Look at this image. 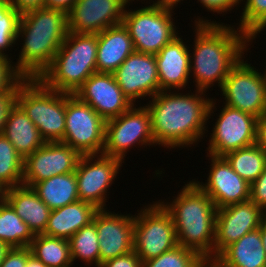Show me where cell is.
<instances>
[{
    "mask_svg": "<svg viewBox=\"0 0 266 267\" xmlns=\"http://www.w3.org/2000/svg\"><path fill=\"white\" fill-rule=\"evenodd\" d=\"M15 103L39 129L45 142L61 141L65 133V93L46 87L38 78L23 79Z\"/></svg>",
    "mask_w": 266,
    "mask_h": 267,
    "instance_id": "obj_6",
    "label": "cell"
},
{
    "mask_svg": "<svg viewBox=\"0 0 266 267\" xmlns=\"http://www.w3.org/2000/svg\"><path fill=\"white\" fill-rule=\"evenodd\" d=\"M167 203L178 245L197 251L208 263L213 261L217 208L212 199L192 180ZM165 202V203H164Z\"/></svg>",
    "mask_w": 266,
    "mask_h": 267,
    "instance_id": "obj_4",
    "label": "cell"
},
{
    "mask_svg": "<svg viewBox=\"0 0 266 267\" xmlns=\"http://www.w3.org/2000/svg\"><path fill=\"white\" fill-rule=\"evenodd\" d=\"M205 267H215L212 263H207Z\"/></svg>",
    "mask_w": 266,
    "mask_h": 267,
    "instance_id": "obj_50",
    "label": "cell"
},
{
    "mask_svg": "<svg viewBox=\"0 0 266 267\" xmlns=\"http://www.w3.org/2000/svg\"><path fill=\"white\" fill-rule=\"evenodd\" d=\"M106 121L76 95L65 93V133L63 142L81 155L103 153Z\"/></svg>",
    "mask_w": 266,
    "mask_h": 267,
    "instance_id": "obj_8",
    "label": "cell"
},
{
    "mask_svg": "<svg viewBox=\"0 0 266 267\" xmlns=\"http://www.w3.org/2000/svg\"><path fill=\"white\" fill-rule=\"evenodd\" d=\"M232 169L248 184H252L266 168V154L255 143L223 156Z\"/></svg>",
    "mask_w": 266,
    "mask_h": 267,
    "instance_id": "obj_30",
    "label": "cell"
},
{
    "mask_svg": "<svg viewBox=\"0 0 266 267\" xmlns=\"http://www.w3.org/2000/svg\"><path fill=\"white\" fill-rule=\"evenodd\" d=\"M193 23L194 50L189 51H193L190 53V76L194 78L195 88L207 92L214 83L221 88L230 70L250 49L247 48L251 45L248 37L234 26L216 20L201 17Z\"/></svg>",
    "mask_w": 266,
    "mask_h": 267,
    "instance_id": "obj_2",
    "label": "cell"
},
{
    "mask_svg": "<svg viewBox=\"0 0 266 267\" xmlns=\"http://www.w3.org/2000/svg\"><path fill=\"white\" fill-rule=\"evenodd\" d=\"M265 215L251 199L217 209L213 260L229 245L258 229Z\"/></svg>",
    "mask_w": 266,
    "mask_h": 267,
    "instance_id": "obj_15",
    "label": "cell"
},
{
    "mask_svg": "<svg viewBox=\"0 0 266 267\" xmlns=\"http://www.w3.org/2000/svg\"><path fill=\"white\" fill-rule=\"evenodd\" d=\"M6 188L0 184V204L6 200Z\"/></svg>",
    "mask_w": 266,
    "mask_h": 267,
    "instance_id": "obj_49",
    "label": "cell"
},
{
    "mask_svg": "<svg viewBox=\"0 0 266 267\" xmlns=\"http://www.w3.org/2000/svg\"><path fill=\"white\" fill-rule=\"evenodd\" d=\"M35 235L5 200L0 204V241L8 248L28 247Z\"/></svg>",
    "mask_w": 266,
    "mask_h": 267,
    "instance_id": "obj_29",
    "label": "cell"
},
{
    "mask_svg": "<svg viewBox=\"0 0 266 267\" xmlns=\"http://www.w3.org/2000/svg\"><path fill=\"white\" fill-rule=\"evenodd\" d=\"M132 1L76 0L68 12V29L75 33L98 34L121 24L127 5Z\"/></svg>",
    "mask_w": 266,
    "mask_h": 267,
    "instance_id": "obj_17",
    "label": "cell"
},
{
    "mask_svg": "<svg viewBox=\"0 0 266 267\" xmlns=\"http://www.w3.org/2000/svg\"><path fill=\"white\" fill-rule=\"evenodd\" d=\"M142 7L125 10L122 23L129 31L135 51L156 55L180 34L172 18L174 9L155 4Z\"/></svg>",
    "mask_w": 266,
    "mask_h": 267,
    "instance_id": "obj_7",
    "label": "cell"
},
{
    "mask_svg": "<svg viewBox=\"0 0 266 267\" xmlns=\"http://www.w3.org/2000/svg\"><path fill=\"white\" fill-rule=\"evenodd\" d=\"M134 215L133 251L141 261L158 257L178 245L170 213L156 201Z\"/></svg>",
    "mask_w": 266,
    "mask_h": 267,
    "instance_id": "obj_9",
    "label": "cell"
},
{
    "mask_svg": "<svg viewBox=\"0 0 266 267\" xmlns=\"http://www.w3.org/2000/svg\"><path fill=\"white\" fill-rule=\"evenodd\" d=\"M28 247L31 254L47 267H72L73 265L69 240L38 234Z\"/></svg>",
    "mask_w": 266,
    "mask_h": 267,
    "instance_id": "obj_28",
    "label": "cell"
},
{
    "mask_svg": "<svg viewBox=\"0 0 266 267\" xmlns=\"http://www.w3.org/2000/svg\"><path fill=\"white\" fill-rule=\"evenodd\" d=\"M76 0H45V7L69 12Z\"/></svg>",
    "mask_w": 266,
    "mask_h": 267,
    "instance_id": "obj_44",
    "label": "cell"
},
{
    "mask_svg": "<svg viewBox=\"0 0 266 267\" xmlns=\"http://www.w3.org/2000/svg\"><path fill=\"white\" fill-rule=\"evenodd\" d=\"M260 149L266 154V113L256 120V142Z\"/></svg>",
    "mask_w": 266,
    "mask_h": 267,
    "instance_id": "obj_43",
    "label": "cell"
},
{
    "mask_svg": "<svg viewBox=\"0 0 266 267\" xmlns=\"http://www.w3.org/2000/svg\"><path fill=\"white\" fill-rule=\"evenodd\" d=\"M199 1L208 12L212 11L217 14L230 12V10L232 11L234 9L233 7L239 6L240 4L237 0H197V2Z\"/></svg>",
    "mask_w": 266,
    "mask_h": 267,
    "instance_id": "obj_40",
    "label": "cell"
},
{
    "mask_svg": "<svg viewBox=\"0 0 266 267\" xmlns=\"http://www.w3.org/2000/svg\"><path fill=\"white\" fill-rule=\"evenodd\" d=\"M74 95L91 106L105 121L118 117L133 105L111 73H93Z\"/></svg>",
    "mask_w": 266,
    "mask_h": 267,
    "instance_id": "obj_20",
    "label": "cell"
},
{
    "mask_svg": "<svg viewBox=\"0 0 266 267\" xmlns=\"http://www.w3.org/2000/svg\"><path fill=\"white\" fill-rule=\"evenodd\" d=\"M244 2L237 29L245 33L248 43H251L256 39L258 33L260 34L266 28V0H246Z\"/></svg>",
    "mask_w": 266,
    "mask_h": 267,
    "instance_id": "obj_34",
    "label": "cell"
},
{
    "mask_svg": "<svg viewBox=\"0 0 266 267\" xmlns=\"http://www.w3.org/2000/svg\"><path fill=\"white\" fill-rule=\"evenodd\" d=\"M81 157L78 151L63 142H45L24 159L23 185L33 187L55 175L75 172Z\"/></svg>",
    "mask_w": 266,
    "mask_h": 267,
    "instance_id": "obj_14",
    "label": "cell"
},
{
    "mask_svg": "<svg viewBox=\"0 0 266 267\" xmlns=\"http://www.w3.org/2000/svg\"><path fill=\"white\" fill-rule=\"evenodd\" d=\"M31 255L29 247L9 248L0 267H26L27 258Z\"/></svg>",
    "mask_w": 266,
    "mask_h": 267,
    "instance_id": "obj_37",
    "label": "cell"
},
{
    "mask_svg": "<svg viewBox=\"0 0 266 267\" xmlns=\"http://www.w3.org/2000/svg\"><path fill=\"white\" fill-rule=\"evenodd\" d=\"M16 93H0V134H2L9 109L15 103Z\"/></svg>",
    "mask_w": 266,
    "mask_h": 267,
    "instance_id": "obj_42",
    "label": "cell"
},
{
    "mask_svg": "<svg viewBox=\"0 0 266 267\" xmlns=\"http://www.w3.org/2000/svg\"><path fill=\"white\" fill-rule=\"evenodd\" d=\"M11 59L0 57V93H16L24 79L15 69Z\"/></svg>",
    "mask_w": 266,
    "mask_h": 267,
    "instance_id": "obj_36",
    "label": "cell"
},
{
    "mask_svg": "<svg viewBox=\"0 0 266 267\" xmlns=\"http://www.w3.org/2000/svg\"><path fill=\"white\" fill-rule=\"evenodd\" d=\"M135 105L136 103L118 117L106 121L103 155L124 162L126 153L132 146L144 145L147 148L156 145L149 110L146 106L137 108Z\"/></svg>",
    "mask_w": 266,
    "mask_h": 267,
    "instance_id": "obj_10",
    "label": "cell"
},
{
    "mask_svg": "<svg viewBox=\"0 0 266 267\" xmlns=\"http://www.w3.org/2000/svg\"><path fill=\"white\" fill-rule=\"evenodd\" d=\"M98 209L93 217L100 247V265L126 255L134 247V216Z\"/></svg>",
    "mask_w": 266,
    "mask_h": 267,
    "instance_id": "obj_18",
    "label": "cell"
},
{
    "mask_svg": "<svg viewBox=\"0 0 266 267\" xmlns=\"http://www.w3.org/2000/svg\"><path fill=\"white\" fill-rule=\"evenodd\" d=\"M260 234L262 237V243H263V247L266 251V215L264 216V218L262 219V222L260 224Z\"/></svg>",
    "mask_w": 266,
    "mask_h": 267,
    "instance_id": "obj_47",
    "label": "cell"
},
{
    "mask_svg": "<svg viewBox=\"0 0 266 267\" xmlns=\"http://www.w3.org/2000/svg\"><path fill=\"white\" fill-rule=\"evenodd\" d=\"M26 267H47L39 259L35 258L32 254L27 258Z\"/></svg>",
    "mask_w": 266,
    "mask_h": 267,
    "instance_id": "obj_46",
    "label": "cell"
},
{
    "mask_svg": "<svg viewBox=\"0 0 266 267\" xmlns=\"http://www.w3.org/2000/svg\"><path fill=\"white\" fill-rule=\"evenodd\" d=\"M211 159L207 182L192 179L214 202L217 209L250 199V184L241 178L224 157Z\"/></svg>",
    "mask_w": 266,
    "mask_h": 267,
    "instance_id": "obj_19",
    "label": "cell"
},
{
    "mask_svg": "<svg viewBox=\"0 0 266 267\" xmlns=\"http://www.w3.org/2000/svg\"><path fill=\"white\" fill-rule=\"evenodd\" d=\"M211 263L215 267H266L260 229L248 232L229 245Z\"/></svg>",
    "mask_w": 266,
    "mask_h": 267,
    "instance_id": "obj_24",
    "label": "cell"
},
{
    "mask_svg": "<svg viewBox=\"0 0 266 267\" xmlns=\"http://www.w3.org/2000/svg\"><path fill=\"white\" fill-rule=\"evenodd\" d=\"M250 199L266 212V168L250 185Z\"/></svg>",
    "mask_w": 266,
    "mask_h": 267,
    "instance_id": "obj_38",
    "label": "cell"
},
{
    "mask_svg": "<svg viewBox=\"0 0 266 267\" xmlns=\"http://www.w3.org/2000/svg\"><path fill=\"white\" fill-rule=\"evenodd\" d=\"M240 61L230 70L220 88L225 105L257 118L266 113V74Z\"/></svg>",
    "mask_w": 266,
    "mask_h": 267,
    "instance_id": "obj_11",
    "label": "cell"
},
{
    "mask_svg": "<svg viewBox=\"0 0 266 267\" xmlns=\"http://www.w3.org/2000/svg\"><path fill=\"white\" fill-rule=\"evenodd\" d=\"M2 134L24 159L45 144L39 129L16 103L8 111Z\"/></svg>",
    "mask_w": 266,
    "mask_h": 267,
    "instance_id": "obj_26",
    "label": "cell"
},
{
    "mask_svg": "<svg viewBox=\"0 0 266 267\" xmlns=\"http://www.w3.org/2000/svg\"><path fill=\"white\" fill-rule=\"evenodd\" d=\"M190 47L177 35L156 55L160 90H179L190 82Z\"/></svg>",
    "mask_w": 266,
    "mask_h": 267,
    "instance_id": "obj_21",
    "label": "cell"
},
{
    "mask_svg": "<svg viewBox=\"0 0 266 267\" xmlns=\"http://www.w3.org/2000/svg\"><path fill=\"white\" fill-rule=\"evenodd\" d=\"M32 188L51 210L79 200L75 172L55 175L37 182Z\"/></svg>",
    "mask_w": 266,
    "mask_h": 267,
    "instance_id": "obj_27",
    "label": "cell"
},
{
    "mask_svg": "<svg viewBox=\"0 0 266 267\" xmlns=\"http://www.w3.org/2000/svg\"><path fill=\"white\" fill-rule=\"evenodd\" d=\"M8 249L9 248L0 241V264L2 263L3 257Z\"/></svg>",
    "mask_w": 266,
    "mask_h": 267,
    "instance_id": "obj_48",
    "label": "cell"
},
{
    "mask_svg": "<svg viewBox=\"0 0 266 267\" xmlns=\"http://www.w3.org/2000/svg\"><path fill=\"white\" fill-rule=\"evenodd\" d=\"M222 107L207 147V154L216 157H223L256 142L257 117L225 104Z\"/></svg>",
    "mask_w": 266,
    "mask_h": 267,
    "instance_id": "obj_13",
    "label": "cell"
},
{
    "mask_svg": "<svg viewBox=\"0 0 266 267\" xmlns=\"http://www.w3.org/2000/svg\"><path fill=\"white\" fill-rule=\"evenodd\" d=\"M207 263L197 251L177 245L158 257L143 261L142 267H205Z\"/></svg>",
    "mask_w": 266,
    "mask_h": 267,
    "instance_id": "obj_33",
    "label": "cell"
},
{
    "mask_svg": "<svg viewBox=\"0 0 266 267\" xmlns=\"http://www.w3.org/2000/svg\"><path fill=\"white\" fill-rule=\"evenodd\" d=\"M6 201L34 235L45 232L51 209L39 198L32 187L22 184L7 189Z\"/></svg>",
    "mask_w": 266,
    "mask_h": 267,
    "instance_id": "obj_23",
    "label": "cell"
},
{
    "mask_svg": "<svg viewBox=\"0 0 266 267\" xmlns=\"http://www.w3.org/2000/svg\"><path fill=\"white\" fill-rule=\"evenodd\" d=\"M97 210L94 205L80 200L51 210L43 234L69 240L82 227L93 221Z\"/></svg>",
    "mask_w": 266,
    "mask_h": 267,
    "instance_id": "obj_25",
    "label": "cell"
},
{
    "mask_svg": "<svg viewBox=\"0 0 266 267\" xmlns=\"http://www.w3.org/2000/svg\"><path fill=\"white\" fill-rule=\"evenodd\" d=\"M20 15L28 11L44 8L45 0H6Z\"/></svg>",
    "mask_w": 266,
    "mask_h": 267,
    "instance_id": "obj_41",
    "label": "cell"
},
{
    "mask_svg": "<svg viewBox=\"0 0 266 267\" xmlns=\"http://www.w3.org/2000/svg\"><path fill=\"white\" fill-rule=\"evenodd\" d=\"M72 263L80 259L86 265L100 267V247L96 225L91 222L69 239Z\"/></svg>",
    "mask_w": 266,
    "mask_h": 267,
    "instance_id": "obj_31",
    "label": "cell"
},
{
    "mask_svg": "<svg viewBox=\"0 0 266 267\" xmlns=\"http://www.w3.org/2000/svg\"><path fill=\"white\" fill-rule=\"evenodd\" d=\"M97 47V34L69 31L51 65L38 79L52 90L75 94L96 72Z\"/></svg>",
    "mask_w": 266,
    "mask_h": 267,
    "instance_id": "obj_5",
    "label": "cell"
},
{
    "mask_svg": "<svg viewBox=\"0 0 266 267\" xmlns=\"http://www.w3.org/2000/svg\"><path fill=\"white\" fill-rule=\"evenodd\" d=\"M24 158L12 143L0 134V184L6 189L23 184Z\"/></svg>",
    "mask_w": 266,
    "mask_h": 267,
    "instance_id": "obj_32",
    "label": "cell"
},
{
    "mask_svg": "<svg viewBox=\"0 0 266 267\" xmlns=\"http://www.w3.org/2000/svg\"><path fill=\"white\" fill-rule=\"evenodd\" d=\"M100 267H142V261L134 251H131L126 255L103 262Z\"/></svg>",
    "mask_w": 266,
    "mask_h": 267,
    "instance_id": "obj_39",
    "label": "cell"
},
{
    "mask_svg": "<svg viewBox=\"0 0 266 267\" xmlns=\"http://www.w3.org/2000/svg\"><path fill=\"white\" fill-rule=\"evenodd\" d=\"M205 91L176 93L160 91L146 105L151 116L155 144L164 148L190 147L203 139L207 121L214 114L216 100ZM191 94V95H190ZM206 95V97H204ZM215 101V102H214Z\"/></svg>",
    "mask_w": 266,
    "mask_h": 267,
    "instance_id": "obj_1",
    "label": "cell"
},
{
    "mask_svg": "<svg viewBox=\"0 0 266 267\" xmlns=\"http://www.w3.org/2000/svg\"><path fill=\"white\" fill-rule=\"evenodd\" d=\"M113 74L123 94L132 104L147 95L152 98L161 91L154 54L134 51Z\"/></svg>",
    "mask_w": 266,
    "mask_h": 267,
    "instance_id": "obj_16",
    "label": "cell"
},
{
    "mask_svg": "<svg viewBox=\"0 0 266 267\" xmlns=\"http://www.w3.org/2000/svg\"><path fill=\"white\" fill-rule=\"evenodd\" d=\"M122 160L103 154L82 155L75 171L78 198L97 209H105L107 192L123 167Z\"/></svg>",
    "mask_w": 266,
    "mask_h": 267,
    "instance_id": "obj_12",
    "label": "cell"
},
{
    "mask_svg": "<svg viewBox=\"0 0 266 267\" xmlns=\"http://www.w3.org/2000/svg\"><path fill=\"white\" fill-rule=\"evenodd\" d=\"M156 2L153 1V4L158 5V6H162L165 8H172L174 9L175 6L180 3L183 0H155ZM145 3V0H144Z\"/></svg>",
    "mask_w": 266,
    "mask_h": 267,
    "instance_id": "obj_45",
    "label": "cell"
},
{
    "mask_svg": "<svg viewBox=\"0 0 266 267\" xmlns=\"http://www.w3.org/2000/svg\"><path fill=\"white\" fill-rule=\"evenodd\" d=\"M20 14L6 0H0V57L10 59L5 51L14 47Z\"/></svg>",
    "mask_w": 266,
    "mask_h": 267,
    "instance_id": "obj_35",
    "label": "cell"
},
{
    "mask_svg": "<svg viewBox=\"0 0 266 267\" xmlns=\"http://www.w3.org/2000/svg\"><path fill=\"white\" fill-rule=\"evenodd\" d=\"M96 72L113 74L135 51L128 29L123 23L108 27L97 34Z\"/></svg>",
    "mask_w": 266,
    "mask_h": 267,
    "instance_id": "obj_22",
    "label": "cell"
},
{
    "mask_svg": "<svg viewBox=\"0 0 266 267\" xmlns=\"http://www.w3.org/2000/svg\"><path fill=\"white\" fill-rule=\"evenodd\" d=\"M68 33V13L63 10L44 7L21 14L16 38L22 37L23 45L14 63L16 71L24 79L39 78Z\"/></svg>",
    "mask_w": 266,
    "mask_h": 267,
    "instance_id": "obj_3",
    "label": "cell"
}]
</instances>
